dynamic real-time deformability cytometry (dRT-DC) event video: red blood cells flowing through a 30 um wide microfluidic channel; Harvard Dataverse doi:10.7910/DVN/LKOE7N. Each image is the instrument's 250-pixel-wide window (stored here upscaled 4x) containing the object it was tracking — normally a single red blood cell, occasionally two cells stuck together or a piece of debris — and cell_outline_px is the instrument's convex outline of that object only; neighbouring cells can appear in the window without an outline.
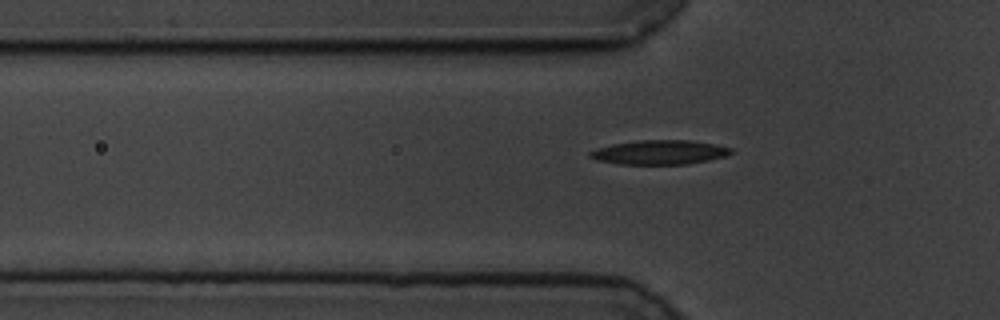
{"species": "common noctule bat (a hibernating species)", "species_latin": "Nyctalus noctula", "temperature_condition": "cold", "stored_images_in_passage": 39, "camera_frame_rate_fps": 3000, "um_per_image_px": 0.085, "animal": {"sex": "male", "body_mass_g": 19.5, "forearm_length_mm": 54.6}, "frame": {"image": 1, "passage_image": 7, "time_ms": 2.0, "image_size_px": [1000, 320], "cell_outline_px": [[732, 152], [728, 156], [688, 164], [616, 164], [596, 160], [588, 156], [588, 152], [612, 144], [636, 140], [688, 140], [712, 144], [732, 148]], "centroid_in_image_um": [56.04, 12.95], "position_along_channel_um": 69.8, "area_um2": 19.94}}
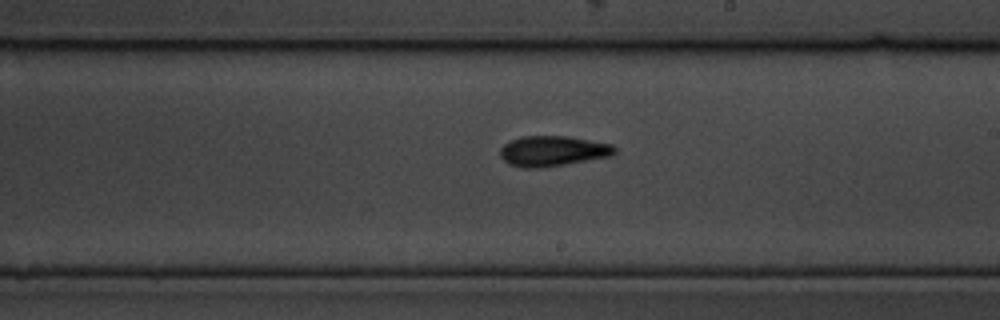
{"frame": {"image": 2, "passage_image": 22, "time_ms": 7.0, "image_size_px": [1000, 320], "cell_outline_px": [[616, 152], [612, 156], [564, 164], [536, 168], [524, 168], [508, 164], [500, 156], [500, 148], [504, 144], [520, 136], [564, 136], [612, 144], [616, 148]], "centroid_in_image_um": [46.96, 12.84], "position_along_channel_um": 242.0, "area_um2": 20.11}}
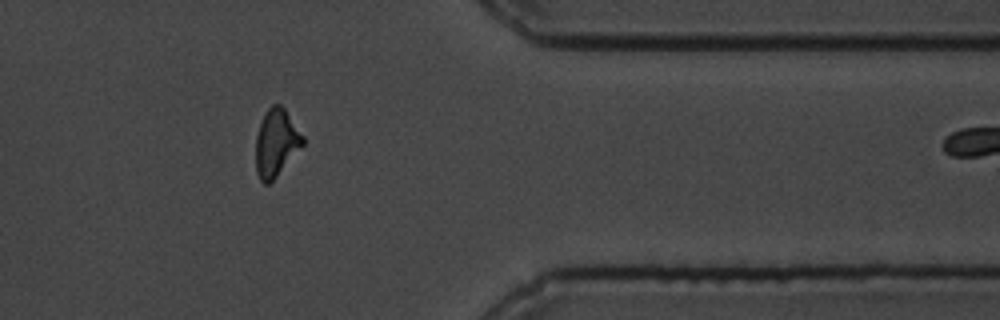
{"frame": {"image": 3, "passage_image": 36, "time_ms": 11.667, "image_size_px": [1000, 320], "cell_outline_px": [[304, 144], [276, 176], [268, 184], [264, 184], [260, 180], [256, 172], [256, 136], [260, 124], [268, 108], [272, 104], [280, 104], [284, 108], [304, 136]], "centroid_in_image_um": [23.47, 12.13], "position_along_channel_um": 387.9, "area_um2": 18.21}}